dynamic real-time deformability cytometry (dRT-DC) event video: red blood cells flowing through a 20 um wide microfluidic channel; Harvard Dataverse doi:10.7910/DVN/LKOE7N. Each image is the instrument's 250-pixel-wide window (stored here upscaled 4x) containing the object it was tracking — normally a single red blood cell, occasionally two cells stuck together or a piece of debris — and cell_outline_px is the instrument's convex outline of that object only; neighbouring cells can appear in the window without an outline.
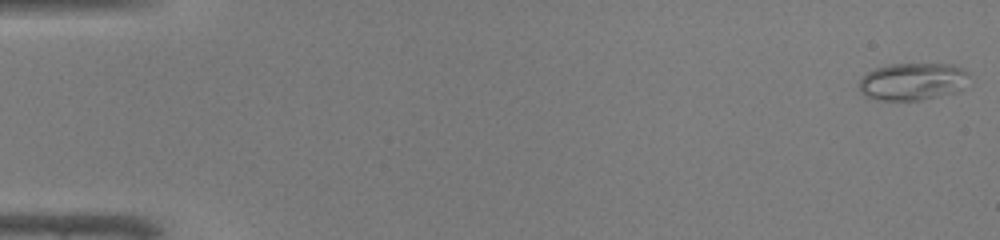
{"species": "common noctule bat (a hibernating species)", "species_latin": "Nyctalus noctula", "temperature_condition": "warm", "stored_images_in_passage": 47, "camera_frame_rate_fps": 3000, "um_per_image_px": 0.085, "animal": {"sex": "male", "body_mass_g": 19.0, "forearm_length_mm": 50.8}, "frame": {"image": 1, "passage_image": 1, "time_ms": 0.0, "image_size_px": [1000, 240], "cell_outline_px": [[968, 76], [964, 88], [960, 92], [920, 100], [880, 100], [864, 96], [860, 92], [860, 80], [868, 72], [876, 68], [888, 64], [952, 64], [964, 68], [968, 72]], "centroid_in_image_um": [77.62, 6.93], "position_along_channel_um": 7.4, "area_um2": 24.16}}
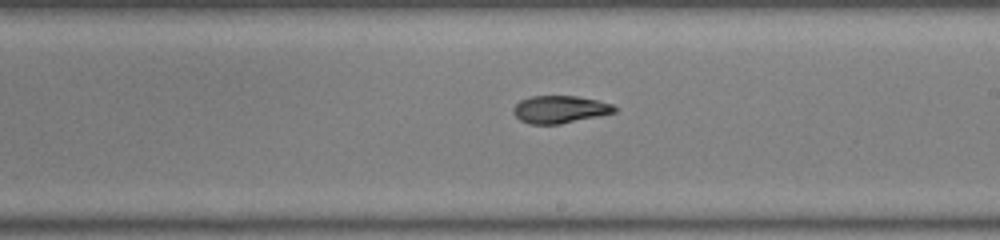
{"frame": {"image": 2, "passage_image": 28, "time_ms": 9.0, "image_size_px": [1000, 240], "cell_outline_px": [[616, 112], [600, 116], [560, 124], [528, 124], [520, 120], [512, 112], [512, 108], [520, 100], [532, 96], [576, 96], [596, 100], [612, 104], [616, 108]], "centroid_in_image_um": [47.57, 9.3], "position_along_channel_um": 241.4, "area_um2": 16.24}}
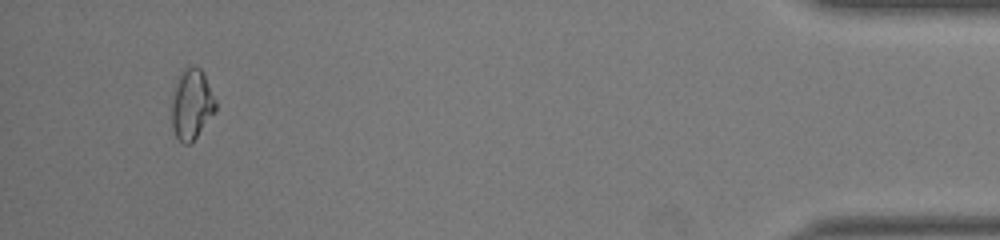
{"frame": {"image": 3, "passage_image": 45, "time_ms": 14.667, "image_size_px": [1000, 240], "cell_outline_px": [[216, 112], [192, 144], [184, 144], [176, 136], [172, 128], [168, 104], [176, 76], [184, 68], [200, 68], [204, 72], [216, 100]], "centroid_in_image_um": [16.24, 8.88], "position_along_channel_um": 419.0, "area_um2": 19.07}, "authors_computed_cell_mechanics": {"area_um2": 17.1666, "velocity_mm_per_s": 4.329, "shape_relaxation_time_tau1_ms": null, "shape_relaxation_time_tau2_ms": 2.2338, "deformation_change_tau1": null, "deformation_change_tau2": 0.0659}}